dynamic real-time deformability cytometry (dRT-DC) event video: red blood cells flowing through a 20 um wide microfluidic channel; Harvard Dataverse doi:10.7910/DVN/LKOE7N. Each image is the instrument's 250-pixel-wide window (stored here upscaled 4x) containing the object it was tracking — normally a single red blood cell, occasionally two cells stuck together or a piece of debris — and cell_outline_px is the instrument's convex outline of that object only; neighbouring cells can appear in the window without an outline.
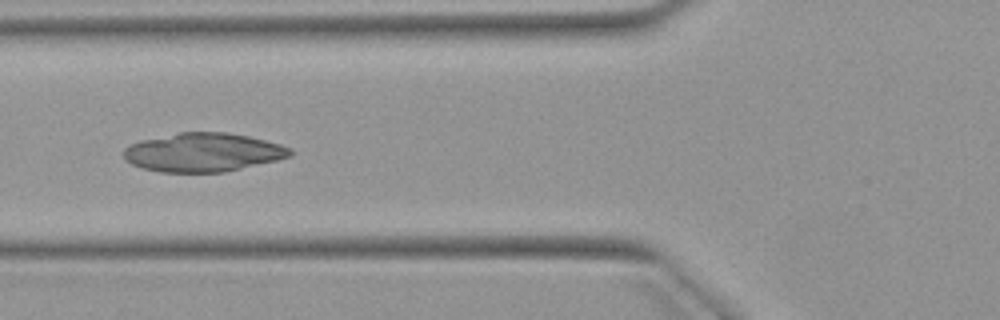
{"species": "Egyptian fruit bat (a non-hibernating species)", "species_latin": "Rousettus aegyptiacus", "temperature_condition": "warm", "stored_images_in_passage": 5, "camera_frame_rate_fps": 3000, "um_per_image_px": 0.085, "animal": {"sex": "female"}, "frame": {"image": 1, "passage_image": 5, "time_ms": 6.0, "image_size_px": [1000, 320], "cell_outline_px": [[292, 156], [276, 160], [224, 172], [160, 172], [144, 168], [132, 164], [124, 160], [124, 148], [140, 140], [180, 132], [228, 132], [248, 136], [280, 144], [292, 148]], "centroid_in_image_um": [17.26, 12.94], "position_along_channel_um": 108.5, "area_um2": 37.45}}